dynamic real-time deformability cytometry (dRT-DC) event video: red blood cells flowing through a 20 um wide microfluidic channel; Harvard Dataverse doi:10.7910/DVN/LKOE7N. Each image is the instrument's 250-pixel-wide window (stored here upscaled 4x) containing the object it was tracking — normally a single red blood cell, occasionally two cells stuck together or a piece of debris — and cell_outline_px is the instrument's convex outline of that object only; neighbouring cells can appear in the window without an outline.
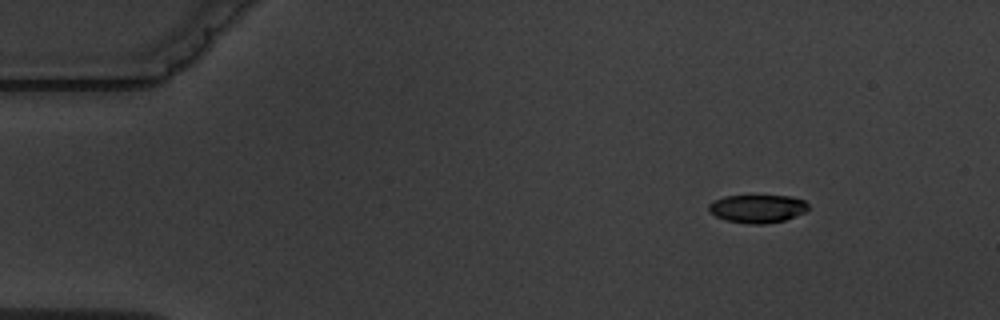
{"species": "common noctule bat (a hibernating species)", "species_latin": "Nyctalus noctula", "temperature_condition": "warm", "stored_images_in_passage": 4, "camera_frame_rate_fps": 3000, "um_per_image_px": 0.085, "animal": {"sex": "male", "body_mass_g": 19.5, "forearm_length_mm": 54.6}, "frame": {"image": 1, "passage_image": 1, "time_ms": 0.0, "image_size_px": [1000, 320], "cell_outline_px": [[808, 212], [784, 220], [764, 224], [752, 224], [724, 220], [708, 212], [708, 204], [724, 196], [792, 196], [804, 200], [808, 204]], "centroid_in_image_um": [64.4, 17.74], "position_along_channel_um": 20.6, "area_um2": 16.42}}
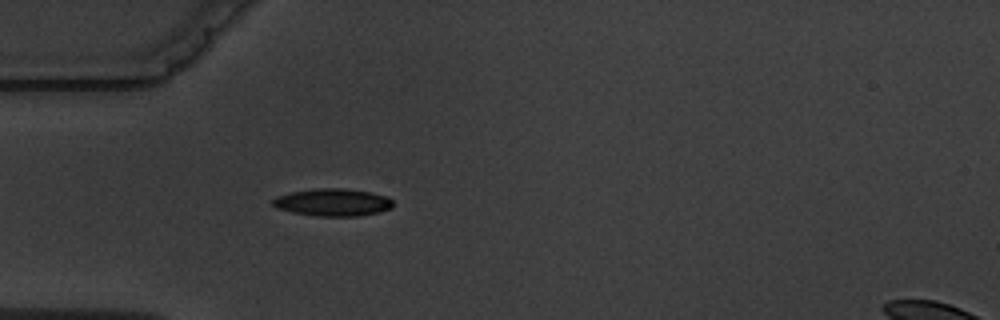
{"frame": {"image": 2, "passage_image": 4, "time_ms": 3.333, "image_size_px": [1000, 320], "cell_outline_px": [[392, 208], [376, 212], [356, 216], [316, 216], [292, 212], [276, 208], [272, 204], [272, 200], [276, 196], [292, 192], [320, 188], [344, 188], [372, 192], [384, 196], [392, 200]], "centroid_in_image_um": [28.26, 17.19], "position_along_channel_um": 56.7, "area_um2": 19.07}}